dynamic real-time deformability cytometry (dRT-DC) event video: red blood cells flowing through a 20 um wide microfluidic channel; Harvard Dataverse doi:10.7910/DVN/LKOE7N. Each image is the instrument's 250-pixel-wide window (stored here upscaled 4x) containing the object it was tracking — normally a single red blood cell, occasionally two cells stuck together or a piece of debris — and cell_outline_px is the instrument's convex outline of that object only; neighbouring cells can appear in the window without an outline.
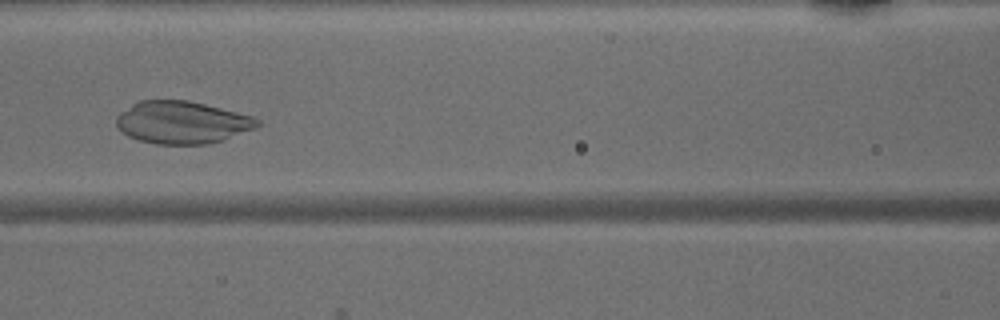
{"species": "common noctule bat (a hibernating species)", "species_latin": "Nyctalus noctula", "temperature_condition": "warm", "stored_images_in_passage": 47, "camera_frame_rate_fps": 3000, "um_per_image_px": 0.085, "animal": {"sex": "male", "body_mass_g": 15.6}, "frame": {"image": 1, "passage_image": 21, "time_ms": 6.667, "image_size_px": [1000, 320], "cell_outline_px": [[260, 124], [252, 128], [224, 140], [208, 144], [156, 144], [140, 140], [128, 136], [116, 124], [116, 116], [120, 112], [132, 104], [140, 100], [188, 100], [252, 116], [260, 120]], "centroid_in_image_um": [15.45, 10.4], "position_along_channel_um": 151.2, "area_um2": 34.56}}